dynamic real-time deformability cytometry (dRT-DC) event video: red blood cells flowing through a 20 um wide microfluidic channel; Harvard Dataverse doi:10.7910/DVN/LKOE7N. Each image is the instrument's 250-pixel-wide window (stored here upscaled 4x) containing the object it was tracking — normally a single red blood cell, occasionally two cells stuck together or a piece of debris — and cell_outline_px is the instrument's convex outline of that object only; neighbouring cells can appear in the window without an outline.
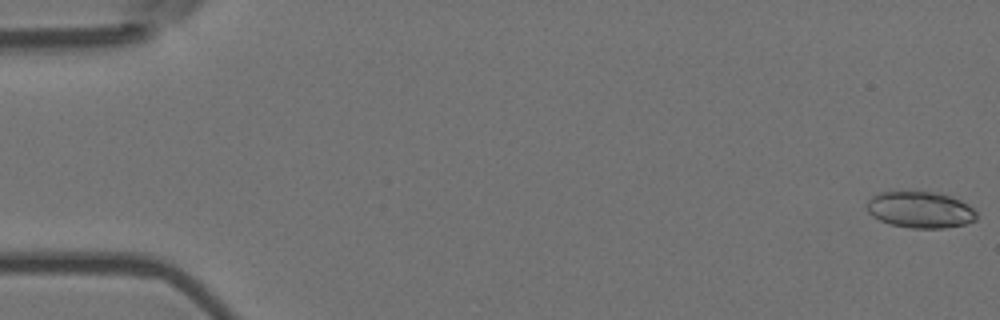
{"species": "Egyptian fruit bat (a non-hibernating species)", "species_latin": "Rousettus aegyptiacus", "temperature_condition": "room temperature", "stored_images_in_passage": 10, "camera_frame_rate_fps": 3000, "um_per_image_px": 0.085, "animal": {"sex": "female"}, "frame": {"image": 1, "passage_image": 1, "time_ms": 0.0, "image_size_px": [1000, 320], "cell_outline_px": [[976, 220], [964, 224], [944, 228], [912, 228], [888, 224], [872, 216], [868, 212], [864, 204], [872, 196], [880, 192], [892, 188], [936, 192], [960, 200], [968, 204], [976, 212]], "centroid_in_image_um": [78.13, 17.78], "position_along_channel_um": 6.9, "area_um2": 24.1}}